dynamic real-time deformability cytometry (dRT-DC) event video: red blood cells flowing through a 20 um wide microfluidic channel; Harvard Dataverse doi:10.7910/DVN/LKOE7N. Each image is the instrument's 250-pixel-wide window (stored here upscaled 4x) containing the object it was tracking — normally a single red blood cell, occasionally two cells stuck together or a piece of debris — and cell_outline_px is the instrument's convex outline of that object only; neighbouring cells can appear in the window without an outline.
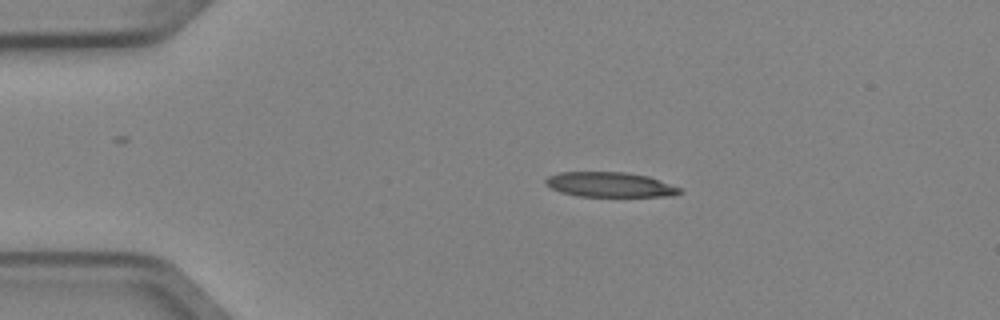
{"species": "Egyptian fruit bat (a non-hibernating species)", "species_latin": "Rousettus aegyptiacus", "temperature_condition": "cold", "stored_images_in_passage": 5, "camera_frame_rate_fps": 3000, "um_per_image_px": 0.085, "animal": {"sex": "female"}, "frame": {"image": 1, "passage_image": 4, "time_ms": 1.0, "image_size_px": [1000, 320], "cell_outline_px": [[684, 192], [672, 196], [576, 196], [560, 192], [544, 184], [544, 180], [548, 176], [560, 172], [628, 172], [648, 176], [680, 188]], "centroid_in_image_um": [51.82, 15.69], "position_along_channel_um": 33.2, "area_um2": 19.48}}